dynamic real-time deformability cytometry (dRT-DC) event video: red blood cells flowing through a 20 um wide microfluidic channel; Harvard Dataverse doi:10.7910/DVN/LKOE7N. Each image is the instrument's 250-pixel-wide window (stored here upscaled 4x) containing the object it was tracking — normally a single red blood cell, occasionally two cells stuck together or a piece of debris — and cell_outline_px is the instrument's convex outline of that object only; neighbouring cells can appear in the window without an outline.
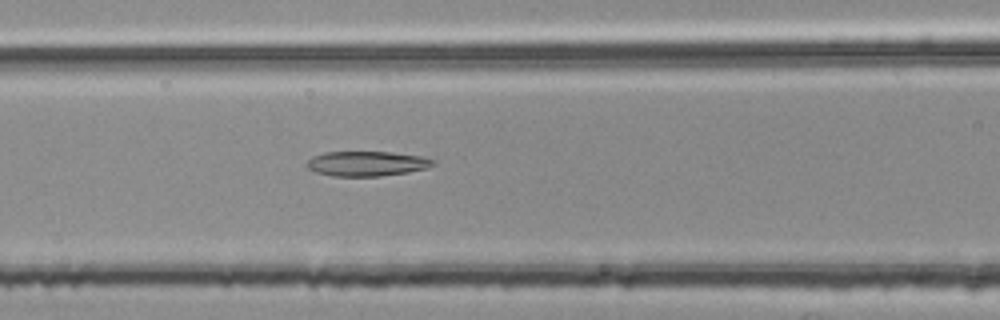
{"species": "common noctule bat (a hibernating species)", "species_latin": "Nyctalus noctula", "temperature_condition": "room temperature", "stored_images_in_passage": 54, "segment_of_instrument_passage": [2, 2], "camera_frame_rate_fps": 3000, "um_per_image_px": 0.085, "animal": {"sex": "female", "body_mass_g": 25.1}, "frame": {"image": 1, "passage_image": 23, "time_ms": 7.333, "image_size_px": [1000, 320], "cell_outline_px": [[436, 164], [428, 168], [408, 172], [380, 176], [332, 176], [316, 172], [308, 168], [308, 160], [312, 156], [324, 152], [392, 152], [420, 156], [436, 160]], "centroid_in_image_um": [31.21, 13.9], "position_along_channel_um": 135.4, "area_um2": 18.32}}
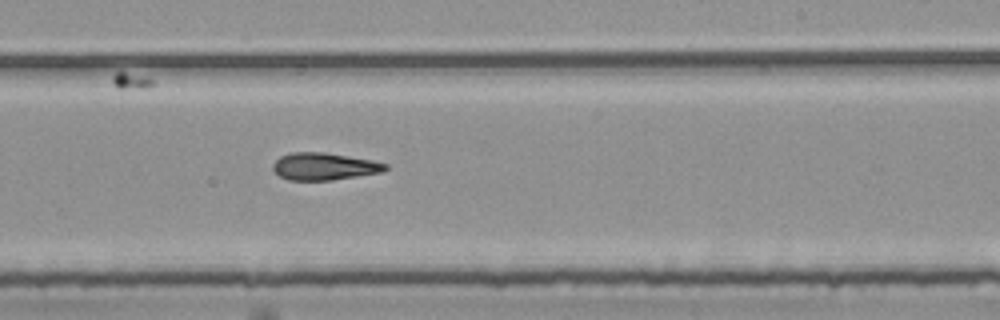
{"frame": {"image": 2, "passage_image": 33, "time_ms": 10.667, "image_size_px": [1000, 320], "cell_outline_px": [[388, 168], [380, 172], [332, 180], [288, 180], [280, 176], [272, 168], [272, 164], [280, 156], [292, 152], [324, 152], [372, 160], [388, 164]], "centroid_in_image_um": [27.53, 14.14], "position_along_channel_um": 261.5, "area_um2": 17.74}}
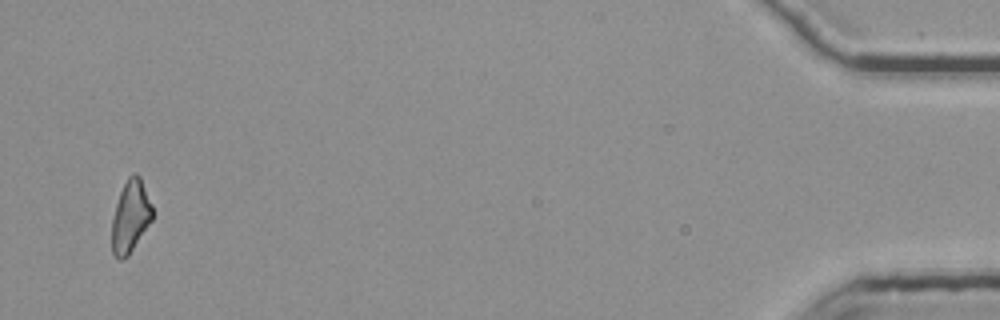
{"frame": {"image": 3, "passage_image": 53, "time_ms": 17.333, "image_size_px": [1000, 320], "cell_outline_px": [[152, 220], [128, 256], [120, 260], [116, 260], [112, 252], [112, 220], [116, 204], [120, 192], [128, 176], [132, 172], [136, 172], [140, 176], [152, 204]], "centroid_in_image_um": [11.09, 18.39], "position_along_channel_um": 424.1, "area_um2": 17.11}}